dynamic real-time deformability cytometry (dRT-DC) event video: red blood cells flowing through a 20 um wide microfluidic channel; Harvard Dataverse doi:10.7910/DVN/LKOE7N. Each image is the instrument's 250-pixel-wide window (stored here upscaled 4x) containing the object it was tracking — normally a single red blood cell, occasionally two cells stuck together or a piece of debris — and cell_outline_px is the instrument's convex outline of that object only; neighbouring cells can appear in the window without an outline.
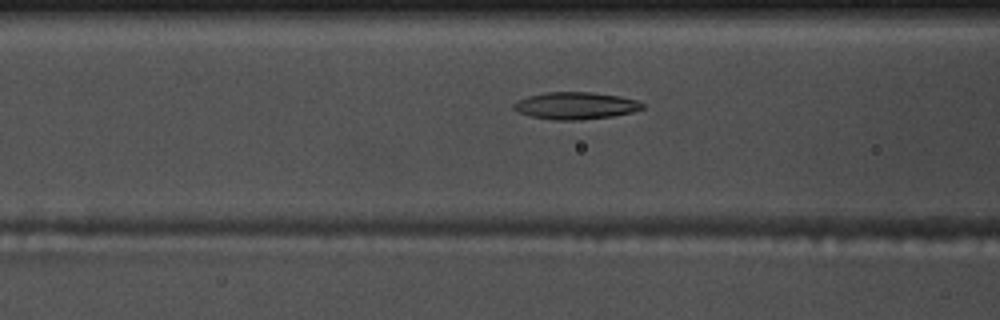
{"species": "common noctule bat (a hibernating species)", "species_latin": "Nyctalus noctula", "temperature_condition": "warm", "stored_images_in_passage": 53, "camera_frame_rate_fps": 3000, "um_per_image_px": 0.085, "animal": {"sex": "male", "body_mass_g": 17.5, "forearm_length_mm": 52.3}, "frame": {"image": 1, "passage_image": 20, "time_ms": 6.333, "image_size_px": [1000, 320], "cell_outline_px": [[644, 108], [632, 112], [612, 116], [576, 120], [556, 120], [532, 116], [520, 112], [512, 108], [512, 104], [516, 100], [528, 96], [548, 92], [592, 92], [620, 96], [636, 100], [644, 104]], "centroid_in_image_um": [48.92, 8.97], "position_along_channel_um": 117.7, "area_um2": 20.23}}
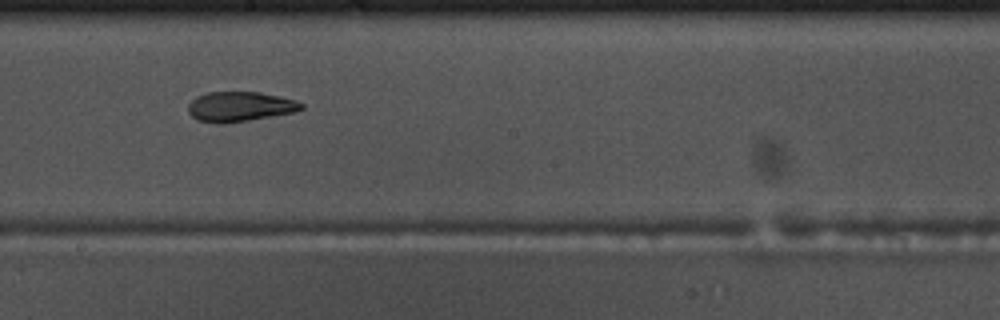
{"frame": {"image": 2, "passage_image": 29, "time_ms": 9.333, "image_size_px": [1000, 320], "cell_outline_px": [[304, 108], [296, 112], [224, 124], [216, 124], [196, 120], [188, 112], [188, 104], [196, 96], [208, 92], [260, 92], [280, 96], [296, 100], [304, 104]], "centroid_in_image_um": [20.39, 9.07], "position_along_channel_um": 227.8, "area_um2": 19.94}}
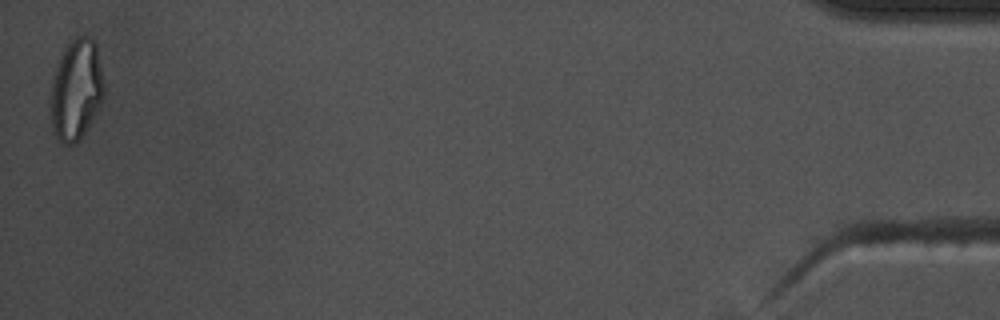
{"frame": {"image": 3, "passage_image": 53, "time_ms": 17.333, "image_size_px": [1000, 320], "cell_outline_px": [[104, 100], [100, 108], [80, 140], [76, 144], [64, 144], [56, 136], [52, 128], [48, 100], [52, 76], [56, 64], [68, 44], [76, 36], [88, 36], [96, 44], [104, 80]], "centroid_in_image_um": [6.46, 7.66], "position_along_channel_um": 428.7, "area_um2": 32.14}, "authors_computed_cell_mechanics": {"area_um2": 20.808, "velocity_mm_per_s": 3.6867, "shape_relaxation_time_tau1_ms": null, "shape_relaxation_time_tau2_ms": 3.5919, "deformation_change_tau1": null, "deformation_change_tau2": 0.1147}}